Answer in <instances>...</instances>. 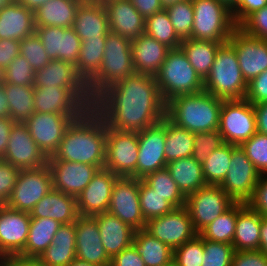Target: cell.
I'll return each instance as SVG.
<instances>
[{"mask_svg":"<svg viewBox=\"0 0 267 266\" xmlns=\"http://www.w3.org/2000/svg\"><path fill=\"white\" fill-rule=\"evenodd\" d=\"M222 4H225L229 9H231L235 3L236 0H219Z\"/></svg>","mask_w":267,"mask_h":266,"instance_id":"72","label":"cell"},{"mask_svg":"<svg viewBox=\"0 0 267 266\" xmlns=\"http://www.w3.org/2000/svg\"><path fill=\"white\" fill-rule=\"evenodd\" d=\"M76 258L97 266H110L96 219L93 216L79 215L75 221Z\"/></svg>","mask_w":267,"mask_h":266,"instance_id":"23","label":"cell"},{"mask_svg":"<svg viewBox=\"0 0 267 266\" xmlns=\"http://www.w3.org/2000/svg\"><path fill=\"white\" fill-rule=\"evenodd\" d=\"M107 125L102 116L88 108L67 128L58 149L48 160L70 161L104 168Z\"/></svg>","mask_w":267,"mask_h":266,"instance_id":"2","label":"cell"},{"mask_svg":"<svg viewBox=\"0 0 267 266\" xmlns=\"http://www.w3.org/2000/svg\"><path fill=\"white\" fill-rule=\"evenodd\" d=\"M20 169L0 159V205H6L13 192Z\"/></svg>","mask_w":267,"mask_h":266,"instance_id":"54","label":"cell"},{"mask_svg":"<svg viewBox=\"0 0 267 266\" xmlns=\"http://www.w3.org/2000/svg\"><path fill=\"white\" fill-rule=\"evenodd\" d=\"M0 266H43L38 259L8 256L0 258Z\"/></svg>","mask_w":267,"mask_h":266,"instance_id":"65","label":"cell"},{"mask_svg":"<svg viewBox=\"0 0 267 266\" xmlns=\"http://www.w3.org/2000/svg\"><path fill=\"white\" fill-rule=\"evenodd\" d=\"M51 244H55L57 248L76 249L75 222L62 224L54 235Z\"/></svg>","mask_w":267,"mask_h":266,"instance_id":"61","label":"cell"},{"mask_svg":"<svg viewBox=\"0 0 267 266\" xmlns=\"http://www.w3.org/2000/svg\"><path fill=\"white\" fill-rule=\"evenodd\" d=\"M244 99L253 105L267 102V70L247 84Z\"/></svg>","mask_w":267,"mask_h":266,"instance_id":"56","label":"cell"},{"mask_svg":"<svg viewBox=\"0 0 267 266\" xmlns=\"http://www.w3.org/2000/svg\"><path fill=\"white\" fill-rule=\"evenodd\" d=\"M154 77L165 103L178 95L204 91V80L190 64L181 47L168 51L165 61Z\"/></svg>","mask_w":267,"mask_h":266,"instance_id":"5","label":"cell"},{"mask_svg":"<svg viewBox=\"0 0 267 266\" xmlns=\"http://www.w3.org/2000/svg\"><path fill=\"white\" fill-rule=\"evenodd\" d=\"M78 117L80 116L34 112L24 124L38 147L50 157L58 149L69 125Z\"/></svg>","mask_w":267,"mask_h":266,"instance_id":"16","label":"cell"},{"mask_svg":"<svg viewBox=\"0 0 267 266\" xmlns=\"http://www.w3.org/2000/svg\"><path fill=\"white\" fill-rule=\"evenodd\" d=\"M166 266H177V265L172 261L170 264H168Z\"/></svg>","mask_w":267,"mask_h":266,"instance_id":"75","label":"cell"},{"mask_svg":"<svg viewBox=\"0 0 267 266\" xmlns=\"http://www.w3.org/2000/svg\"><path fill=\"white\" fill-rule=\"evenodd\" d=\"M110 266H146L137 247L132 243L111 258Z\"/></svg>","mask_w":267,"mask_h":266,"instance_id":"60","label":"cell"},{"mask_svg":"<svg viewBox=\"0 0 267 266\" xmlns=\"http://www.w3.org/2000/svg\"><path fill=\"white\" fill-rule=\"evenodd\" d=\"M232 144L224 143L214 149L202 163L203 175L207 185H220L229 169Z\"/></svg>","mask_w":267,"mask_h":266,"instance_id":"41","label":"cell"},{"mask_svg":"<svg viewBox=\"0 0 267 266\" xmlns=\"http://www.w3.org/2000/svg\"><path fill=\"white\" fill-rule=\"evenodd\" d=\"M166 168L185 197L207 185L202 164L193 157L173 160L167 163Z\"/></svg>","mask_w":267,"mask_h":266,"instance_id":"34","label":"cell"},{"mask_svg":"<svg viewBox=\"0 0 267 266\" xmlns=\"http://www.w3.org/2000/svg\"><path fill=\"white\" fill-rule=\"evenodd\" d=\"M224 144L219 130L194 133V145L192 157L199 163H203L209 154Z\"/></svg>","mask_w":267,"mask_h":266,"instance_id":"52","label":"cell"},{"mask_svg":"<svg viewBox=\"0 0 267 266\" xmlns=\"http://www.w3.org/2000/svg\"><path fill=\"white\" fill-rule=\"evenodd\" d=\"M174 31L181 39L191 38L192 26L194 23V7L192 0H184L165 8Z\"/></svg>","mask_w":267,"mask_h":266,"instance_id":"46","label":"cell"},{"mask_svg":"<svg viewBox=\"0 0 267 266\" xmlns=\"http://www.w3.org/2000/svg\"><path fill=\"white\" fill-rule=\"evenodd\" d=\"M47 165L52 175L53 189L75 198L99 170L94 165L61 160H48Z\"/></svg>","mask_w":267,"mask_h":266,"instance_id":"21","label":"cell"},{"mask_svg":"<svg viewBox=\"0 0 267 266\" xmlns=\"http://www.w3.org/2000/svg\"><path fill=\"white\" fill-rule=\"evenodd\" d=\"M231 266H267V256L260 250L234 251Z\"/></svg>","mask_w":267,"mask_h":266,"instance_id":"59","label":"cell"},{"mask_svg":"<svg viewBox=\"0 0 267 266\" xmlns=\"http://www.w3.org/2000/svg\"><path fill=\"white\" fill-rule=\"evenodd\" d=\"M85 0H49L34 11L35 27L71 28L78 7Z\"/></svg>","mask_w":267,"mask_h":266,"instance_id":"33","label":"cell"},{"mask_svg":"<svg viewBox=\"0 0 267 266\" xmlns=\"http://www.w3.org/2000/svg\"><path fill=\"white\" fill-rule=\"evenodd\" d=\"M238 27L252 37L267 40V5L250 14Z\"/></svg>","mask_w":267,"mask_h":266,"instance_id":"53","label":"cell"},{"mask_svg":"<svg viewBox=\"0 0 267 266\" xmlns=\"http://www.w3.org/2000/svg\"><path fill=\"white\" fill-rule=\"evenodd\" d=\"M170 50L146 33L131 40L132 62L135 72L155 76Z\"/></svg>","mask_w":267,"mask_h":266,"instance_id":"27","label":"cell"},{"mask_svg":"<svg viewBox=\"0 0 267 266\" xmlns=\"http://www.w3.org/2000/svg\"><path fill=\"white\" fill-rule=\"evenodd\" d=\"M224 143L240 146L256 132L254 105L248 100H223L219 128Z\"/></svg>","mask_w":267,"mask_h":266,"instance_id":"8","label":"cell"},{"mask_svg":"<svg viewBox=\"0 0 267 266\" xmlns=\"http://www.w3.org/2000/svg\"><path fill=\"white\" fill-rule=\"evenodd\" d=\"M106 39H86L81 43L76 72L87 83L99 70Z\"/></svg>","mask_w":267,"mask_h":266,"instance_id":"40","label":"cell"},{"mask_svg":"<svg viewBox=\"0 0 267 266\" xmlns=\"http://www.w3.org/2000/svg\"><path fill=\"white\" fill-rule=\"evenodd\" d=\"M7 96L9 117L15 123H24L34 114V86L2 82Z\"/></svg>","mask_w":267,"mask_h":266,"instance_id":"38","label":"cell"},{"mask_svg":"<svg viewBox=\"0 0 267 266\" xmlns=\"http://www.w3.org/2000/svg\"><path fill=\"white\" fill-rule=\"evenodd\" d=\"M203 258V238L199 234L173 250V262L177 266H202Z\"/></svg>","mask_w":267,"mask_h":266,"instance_id":"49","label":"cell"},{"mask_svg":"<svg viewBox=\"0 0 267 266\" xmlns=\"http://www.w3.org/2000/svg\"><path fill=\"white\" fill-rule=\"evenodd\" d=\"M246 204L261 216H267V174L260 175L253 196Z\"/></svg>","mask_w":267,"mask_h":266,"instance_id":"57","label":"cell"},{"mask_svg":"<svg viewBox=\"0 0 267 266\" xmlns=\"http://www.w3.org/2000/svg\"><path fill=\"white\" fill-rule=\"evenodd\" d=\"M14 0H0V9H2L4 6L9 5Z\"/></svg>","mask_w":267,"mask_h":266,"instance_id":"73","label":"cell"},{"mask_svg":"<svg viewBox=\"0 0 267 266\" xmlns=\"http://www.w3.org/2000/svg\"><path fill=\"white\" fill-rule=\"evenodd\" d=\"M228 42L236 51L247 84L267 70V40L252 37L237 27Z\"/></svg>","mask_w":267,"mask_h":266,"instance_id":"17","label":"cell"},{"mask_svg":"<svg viewBox=\"0 0 267 266\" xmlns=\"http://www.w3.org/2000/svg\"><path fill=\"white\" fill-rule=\"evenodd\" d=\"M0 81L13 85L33 86L35 71L28 60L19 54L0 74Z\"/></svg>","mask_w":267,"mask_h":266,"instance_id":"47","label":"cell"},{"mask_svg":"<svg viewBox=\"0 0 267 266\" xmlns=\"http://www.w3.org/2000/svg\"><path fill=\"white\" fill-rule=\"evenodd\" d=\"M260 173L248 159L245 151L232 144V155L221 188L234 202L247 203L253 196Z\"/></svg>","mask_w":267,"mask_h":266,"instance_id":"12","label":"cell"},{"mask_svg":"<svg viewBox=\"0 0 267 266\" xmlns=\"http://www.w3.org/2000/svg\"><path fill=\"white\" fill-rule=\"evenodd\" d=\"M142 180L175 208L186 205V197L179 190L166 167L148 174Z\"/></svg>","mask_w":267,"mask_h":266,"instance_id":"43","label":"cell"},{"mask_svg":"<svg viewBox=\"0 0 267 266\" xmlns=\"http://www.w3.org/2000/svg\"><path fill=\"white\" fill-rule=\"evenodd\" d=\"M204 258L202 266H231L234 248L232 244L203 239Z\"/></svg>","mask_w":267,"mask_h":266,"instance_id":"51","label":"cell"},{"mask_svg":"<svg viewBox=\"0 0 267 266\" xmlns=\"http://www.w3.org/2000/svg\"><path fill=\"white\" fill-rule=\"evenodd\" d=\"M35 32L51 60L58 59L76 65L82 41L72 27H36Z\"/></svg>","mask_w":267,"mask_h":266,"instance_id":"25","label":"cell"},{"mask_svg":"<svg viewBox=\"0 0 267 266\" xmlns=\"http://www.w3.org/2000/svg\"><path fill=\"white\" fill-rule=\"evenodd\" d=\"M68 266H97V265L75 258Z\"/></svg>","mask_w":267,"mask_h":266,"instance_id":"70","label":"cell"},{"mask_svg":"<svg viewBox=\"0 0 267 266\" xmlns=\"http://www.w3.org/2000/svg\"><path fill=\"white\" fill-rule=\"evenodd\" d=\"M104 7L108 15L110 32L134 40L144 33L145 19L130 0H109Z\"/></svg>","mask_w":267,"mask_h":266,"instance_id":"26","label":"cell"},{"mask_svg":"<svg viewBox=\"0 0 267 266\" xmlns=\"http://www.w3.org/2000/svg\"><path fill=\"white\" fill-rule=\"evenodd\" d=\"M14 123L15 122L10 117L0 118V159L5 155L10 132Z\"/></svg>","mask_w":267,"mask_h":266,"instance_id":"64","label":"cell"},{"mask_svg":"<svg viewBox=\"0 0 267 266\" xmlns=\"http://www.w3.org/2000/svg\"><path fill=\"white\" fill-rule=\"evenodd\" d=\"M237 220V202L218 216L199 235L206 240L232 244Z\"/></svg>","mask_w":267,"mask_h":266,"instance_id":"42","label":"cell"},{"mask_svg":"<svg viewBox=\"0 0 267 266\" xmlns=\"http://www.w3.org/2000/svg\"><path fill=\"white\" fill-rule=\"evenodd\" d=\"M20 41L0 39V73L19 55Z\"/></svg>","mask_w":267,"mask_h":266,"instance_id":"62","label":"cell"},{"mask_svg":"<svg viewBox=\"0 0 267 266\" xmlns=\"http://www.w3.org/2000/svg\"><path fill=\"white\" fill-rule=\"evenodd\" d=\"M62 224L52 218H31L28 239L19 255L22 258L38 259L48 246Z\"/></svg>","mask_w":267,"mask_h":266,"instance_id":"35","label":"cell"},{"mask_svg":"<svg viewBox=\"0 0 267 266\" xmlns=\"http://www.w3.org/2000/svg\"><path fill=\"white\" fill-rule=\"evenodd\" d=\"M223 99L206 91L178 95L166 102L165 116L189 132L218 130Z\"/></svg>","mask_w":267,"mask_h":266,"instance_id":"3","label":"cell"},{"mask_svg":"<svg viewBox=\"0 0 267 266\" xmlns=\"http://www.w3.org/2000/svg\"><path fill=\"white\" fill-rule=\"evenodd\" d=\"M261 215L237 202V220L232 246L235 251L259 250Z\"/></svg>","mask_w":267,"mask_h":266,"instance_id":"32","label":"cell"},{"mask_svg":"<svg viewBox=\"0 0 267 266\" xmlns=\"http://www.w3.org/2000/svg\"><path fill=\"white\" fill-rule=\"evenodd\" d=\"M137 11L142 15L144 19H147L151 15L162 11L164 8L161 5L160 0H130Z\"/></svg>","mask_w":267,"mask_h":266,"instance_id":"63","label":"cell"},{"mask_svg":"<svg viewBox=\"0 0 267 266\" xmlns=\"http://www.w3.org/2000/svg\"><path fill=\"white\" fill-rule=\"evenodd\" d=\"M145 230L172 250L198 235L186 206L174 208L165 215L149 219Z\"/></svg>","mask_w":267,"mask_h":266,"instance_id":"13","label":"cell"},{"mask_svg":"<svg viewBox=\"0 0 267 266\" xmlns=\"http://www.w3.org/2000/svg\"><path fill=\"white\" fill-rule=\"evenodd\" d=\"M72 28L80 37L86 39H106L110 32L108 15L103 4L85 0L77 9Z\"/></svg>","mask_w":267,"mask_h":266,"instance_id":"28","label":"cell"},{"mask_svg":"<svg viewBox=\"0 0 267 266\" xmlns=\"http://www.w3.org/2000/svg\"><path fill=\"white\" fill-rule=\"evenodd\" d=\"M139 199L140 210L146 222L151 218L165 215L175 208L142 179H139Z\"/></svg>","mask_w":267,"mask_h":266,"instance_id":"45","label":"cell"},{"mask_svg":"<svg viewBox=\"0 0 267 266\" xmlns=\"http://www.w3.org/2000/svg\"><path fill=\"white\" fill-rule=\"evenodd\" d=\"M133 243L146 266H166L173 261V250L145 229L134 232Z\"/></svg>","mask_w":267,"mask_h":266,"instance_id":"37","label":"cell"},{"mask_svg":"<svg viewBox=\"0 0 267 266\" xmlns=\"http://www.w3.org/2000/svg\"><path fill=\"white\" fill-rule=\"evenodd\" d=\"M194 133L175 125L166 117V163L181 158L192 157Z\"/></svg>","mask_w":267,"mask_h":266,"instance_id":"39","label":"cell"},{"mask_svg":"<svg viewBox=\"0 0 267 266\" xmlns=\"http://www.w3.org/2000/svg\"><path fill=\"white\" fill-rule=\"evenodd\" d=\"M90 1L92 3H99V4H104L105 2L109 1V0H87Z\"/></svg>","mask_w":267,"mask_h":266,"instance_id":"74","label":"cell"},{"mask_svg":"<svg viewBox=\"0 0 267 266\" xmlns=\"http://www.w3.org/2000/svg\"><path fill=\"white\" fill-rule=\"evenodd\" d=\"M118 176L105 168L99 169L91 182L77 196V210L81 216H94L108 210L113 185Z\"/></svg>","mask_w":267,"mask_h":266,"instance_id":"22","label":"cell"},{"mask_svg":"<svg viewBox=\"0 0 267 266\" xmlns=\"http://www.w3.org/2000/svg\"><path fill=\"white\" fill-rule=\"evenodd\" d=\"M34 87H68L88 108L93 107L85 81L76 72L74 64L54 59L35 71Z\"/></svg>","mask_w":267,"mask_h":266,"instance_id":"15","label":"cell"},{"mask_svg":"<svg viewBox=\"0 0 267 266\" xmlns=\"http://www.w3.org/2000/svg\"><path fill=\"white\" fill-rule=\"evenodd\" d=\"M93 108L107 128L140 132L164 119L166 103L155 77L135 72L107 88L94 101Z\"/></svg>","mask_w":267,"mask_h":266,"instance_id":"1","label":"cell"},{"mask_svg":"<svg viewBox=\"0 0 267 266\" xmlns=\"http://www.w3.org/2000/svg\"><path fill=\"white\" fill-rule=\"evenodd\" d=\"M107 212L136 230L145 229L146 221L140 210L139 179L118 177L113 185Z\"/></svg>","mask_w":267,"mask_h":266,"instance_id":"14","label":"cell"},{"mask_svg":"<svg viewBox=\"0 0 267 266\" xmlns=\"http://www.w3.org/2000/svg\"><path fill=\"white\" fill-rule=\"evenodd\" d=\"M30 221V213L0 205V258L19 256L23 252Z\"/></svg>","mask_w":267,"mask_h":266,"instance_id":"20","label":"cell"},{"mask_svg":"<svg viewBox=\"0 0 267 266\" xmlns=\"http://www.w3.org/2000/svg\"><path fill=\"white\" fill-rule=\"evenodd\" d=\"M19 54L28 60L34 71L41 69L51 61L36 32L20 41Z\"/></svg>","mask_w":267,"mask_h":266,"instance_id":"48","label":"cell"},{"mask_svg":"<svg viewBox=\"0 0 267 266\" xmlns=\"http://www.w3.org/2000/svg\"><path fill=\"white\" fill-rule=\"evenodd\" d=\"M267 5V0H236L230 9L234 22L239 26L254 11Z\"/></svg>","mask_w":267,"mask_h":266,"instance_id":"58","label":"cell"},{"mask_svg":"<svg viewBox=\"0 0 267 266\" xmlns=\"http://www.w3.org/2000/svg\"><path fill=\"white\" fill-rule=\"evenodd\" d=\"M138 134L137 179L165 168L166 116L164 119Z\"/></svg>","mask_w":267,"mask_h":266,"instance_id":"18","label":"cell"},{"mask_svg":"<svg viewBox=\"0 0 267 266\" xmlns=\"http://www.w3.org/2000/svg\"><path fill=\"white\" fill-rule=\"evenodd\" d=\"M104 48L105 51L98 72L86 83L93 102L107 88L135 73L131 40L109 32Z\"/></svg>","mask_w":267,"mask_h":266,"instance_id":"4","label":"cell"},{"mask_svg":"<svg viewBox=\"0 0 267 266\" xmlns=\"http://www.w3.org/2000/svg\"><path fill=\"white\" fill-rule=\"evenodd\" d=\"M234 203L220 185H206L188 195L185 206L189 211L194 229L199 234Z\"/></svg>","mask_w":267,"mask_h":266,"instance_id":"11","label":"cell"},{"mask_svg":"<svg viewBox=\"0 0 267 266\" xmlns=\"http://www.w3.org/2000/svg\"><path fill=\"white\" fill-rule=\"evenodd\" d=\"M2 160L21 170L44 166L48 157L32 139L26 125L14 123Z\"/></svg>","mask_w":267,"mask_h":266,"instance_id":"19","label":"cell"},{"mask_svg":"<svg viewBox=\"0 0 267 266\" xmlns=\"http://www.w3.org/2000/svg\"><path fill=\"white\" fill-rule=\"evenodd\" d=\"M107 255L112 258L133 243L135 230L109 212L93 216Z\"/></svg>","mask_w":267,"mask_h":266,"instance_id":"30","label":"cell"},{"mask_svg":"<svg viewBox=\"0 0 267 266\" xmlns=\"http://www.w3.org/2000/svg\"><path fill=\"white\" fill-rule=\"evenodd\" d=\"M31 218H52L61 224H70L77 220L76 198L61 191L52 189L30 212Z\"/></svg>","mask_w":267,"mask_h":266,"instance_id":"31","label":"cell"},{"mask_svg":"<svg viewBox=\"0 0 267 266\" xmlns=\"http://www.w3.org/2000/svg\"><path fill=\"white\" fill-rule=\"evenodd\" d=\"M222 44L208 40L187 38L182 40L180 47L198 75L205 80L211 71L218 48Z\"/></svg>","mask_w":267,"mask_h":266,"instance_id":"36","label":"cell"},{"mask_svg":"<svg viewBox=\"0 0 267 266\" xmlns=\"http://www.w3.org/2000/svg\"><path fill=\"white\" fill-rule=\"evenodd\" d=\"M53 189L52 175L48 165L21 169L7 206L30 213L38 201Z\"/></svg>","mask_w":267,"mask_h":266,"instance_id":"10","label":"cell"},{"mask_svg":"<svg viewBox=\"0 0 267 266\" xmlns=\"http://www.w3.org/2000/svg\"><path fill=\"white\" fill-rule=\"evenodd\" d=\"M35 29L34 11L16 0L0 9V39L21 41Z\"/></svg>","mask_w":267,"mask_h":266,"instance_id":"29","label":"cell"},{"mask_svg":"<svg viewBox=\"0 0 267 266\" xmlns=\"http://www.w3.org/2000/svg\"><path fill=\"white\" fill-rule=\"evenodd\" d=\"M34 100L37 113L81 116L88 109L68 87H34Z\"/></svg>","mask_w":267,"mask_h":266,"instance_id":"24","label":"cell"},{"mask_svg":"<svg viewBox=\"0 0 267 266\" xmlns=\"http://www.w3.org/2000/svg\"><path fill=\"white\" fill-rule=\"evenodd\" d=\"M181 1H184V0H160L163 8H166L169 5H172V4H175L177 2H181Z\"/></svg>","mask_w":267,"mask_h":266,"instance_id":"71","label":"cell"},{"mask_svg":"<svg viewBox=\"0 0 267 266\" xmlns=\"http://www.w3.org/2000/svg\"><path fill=\"white\" fill-rule=\"evenodd\" d=\"M144 33L170 49L180 47L182 40L177 36L165 8L145 19Z\"/></svg>","mask_w":267,"mask_h":266,"instance_id":"44","label":"cell"},{"mask_svg":"<svg viewBox=\"0 0 267 266\" xmlns=\"http://www.w3.org/2000/svg\"><path fill=\"white\" fill-rule=\"evenodd\" d=\"M9 117V107L3 83L0 81V118Z\"/></svg>","mask_w":267,"mask_h":266,"instance_id":"68","label":"cell"},{"mask_svg":"<svg viewBox=\"0 0 267 266\" xmlns=\"http://www.w3.org/2000/svg\"><path fill=\"white\" fill-rule=\"evenodd\" d=\"M240 147L245 151L248 159L262 175L267 174V135L256 132L250 139L244 141Z\"/></svg>","mask_w":267,"mask_h":266,"instance_id":"50","label":"cell"},{"mask_svg":"<svg viewBox=\"0 0 267 266\" xmlns=\"http://www.w3.org/2000/svg\"><path fill=\"white\" fill-rule=\"evenodd\" d=\"M75 258L76 249H62L51 244L38 260L43 266H68Z\"/></svg>","mask_w":267,"mask_h":266,"instance_id":"55","label":"cell"},{"mask_svg":"<svg viewBox=\"0 0 267 266\" xmlns=\"http://www.w3.org/2000/svg\"><path fill=\"white\" fill-rule=\"evenodd\" d=\"M194 23L191 38L226 43L238 27L230 9L219 0H192Z\"/></svg>","mask_w":267,"mask_h":266,"instance_id":"7","label":"cell"},{"mask_svg":"<svg viewBox=\"0 0 267 266\" xmlns=\"http://www.w3.org/2000/svg\"><path fill=\"white\" fill-rule=\"evenodd\" d=\"M234 47L223 43L215 56L209 75L204 80V91L223 100H242L245 98L247 83L239 67Z\"/></svg>","mask_w":267,"mask_h":266,"instance_id":"6","label":"cell"},{"mask_svg":"<svg viewBox=\"0 0 267 266\" xmlns=\"http://www.w3.org/2000/svg\"><path fill=\"white\" fill-rule=\"evenodd\" d=\"M138 151L137 132L107 128L105 169L118 177L137 178Z\"/></svg>","mask_w":267,"mask_h":266,"instance_id":"9","label":"cell"},{"mask_svg":"<svg viewBox=\"0 0 267 266\" xmlns=\"http://www.w3.org/2000/svg\"><path fill=\"white\" fill-rule=\"evenodd\" d=\"M21 5H24L28 9L35 11L38 7L42 6L49 0H16Z\"/></svg>","mask_w":267,"mask_h":266,"instance_id":"69","label":"cell"},{"mask_svg":"<svg viewBox=\"0 0 267 266\" xmlns=\"http://www.w3.org/2000/svg\"><path fill=\"white\" fill-rule=\"evenodd\" d=\"M259 250L267 256V216H261Z\"/></svg>","mask_w":267,"mask_h":266,"instance_id":"67","label":"cell"},{"mask_svg":"<svg viewBox=\"0 0 267 266\" xmlns=\"http://www.w3.org/2000/svg\"><path fill=\"white\" fill-rule=\"evenodd\" d=\"M257 132L267 135V102L254 105Z\"/></svg>","mask_w":267,"mask_h":266,"instance_id":"66","label":"cell"}]
</instances>
